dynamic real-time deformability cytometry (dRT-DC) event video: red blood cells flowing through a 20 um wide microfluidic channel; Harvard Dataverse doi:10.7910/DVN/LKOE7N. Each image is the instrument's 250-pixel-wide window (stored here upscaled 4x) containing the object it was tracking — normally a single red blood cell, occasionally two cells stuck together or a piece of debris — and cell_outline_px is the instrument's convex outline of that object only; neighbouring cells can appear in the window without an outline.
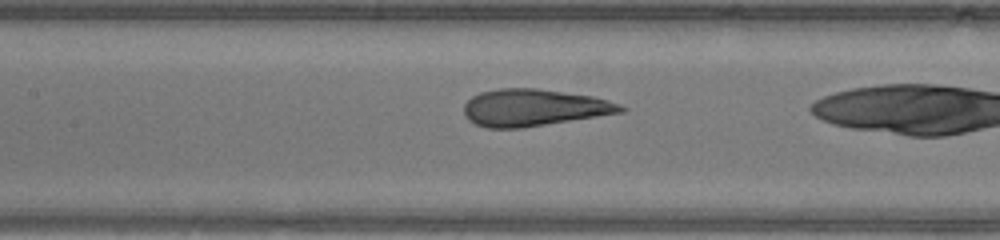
{"species": "human", "species_latin": "Homo sapiens", "temperature_condition": "warm", "stored_images_in_passage": 32, "camera_frame_rate_fps": 3000, "um_per_image_px": 0.085, "donor": {"sex": "male"}, "frame": {"image": 1, "passage_image": 17, "time_ms": 5.333, "image_size_px": [1000, 240], "cell_outline_px": [[628, 108], [624, 112], [520, 128], [488, 128], [476, 124], [468, 120], [464, 116], [464, 104], [472, 96], [480, 92], [500, 88], [536, 88], [592, 96], [608, 100], [620, 104]], "centroid_in_image_um": [45.36, 9.14], "position_along_channel_um": 162.0, "area_um2": 33.7}}
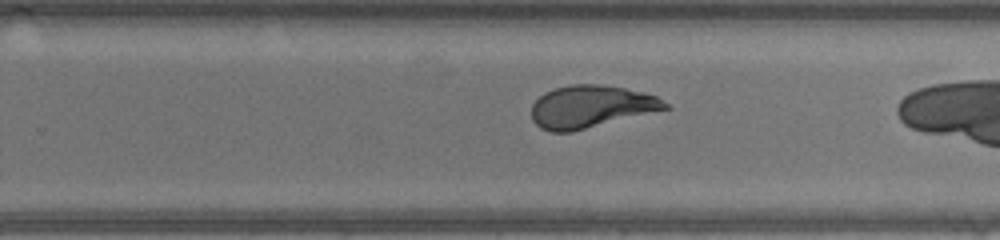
{"frame": {"image": 2, "passage_image": 25, "time_ms": 8.0, "image_size_px": [1000, 240], "cell_outline_px": [[672, 108], [572, 132], [552, 132], [540, 128], [532, 120], [532, 104], [544, 92], [556, 88], [572, 84], [600, 84], [624, 88], [644, 92], [656, 96], [668, 104]], "centroid_in_image_um": [50.24, 9.07], "position_along_channel_um": 279.6, "area_um2": 33.18}}
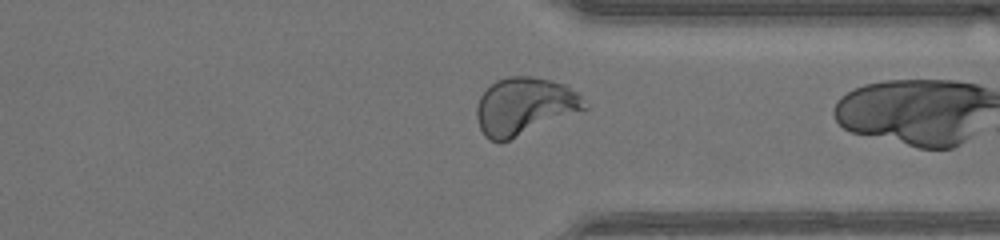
{"frame": {"image": 3, "passage_image": 31, "time_ms": 10.0, "image_size_px": [1000, 240], "cell_outline_px": [[588, 108], [584, 112], [508, 140], [488, 140], [484, 136], [480, 128], [476, 116], [476, 104], [480, 96], [496, 80], [508, 76], [532, 76], [552, 80], [564, 84], [576, 92], [588, 104]], "centroid_in_image_um": [44.62, 9.03], "position_along_channel_um": 366.8, "area_um2": 36.41}}